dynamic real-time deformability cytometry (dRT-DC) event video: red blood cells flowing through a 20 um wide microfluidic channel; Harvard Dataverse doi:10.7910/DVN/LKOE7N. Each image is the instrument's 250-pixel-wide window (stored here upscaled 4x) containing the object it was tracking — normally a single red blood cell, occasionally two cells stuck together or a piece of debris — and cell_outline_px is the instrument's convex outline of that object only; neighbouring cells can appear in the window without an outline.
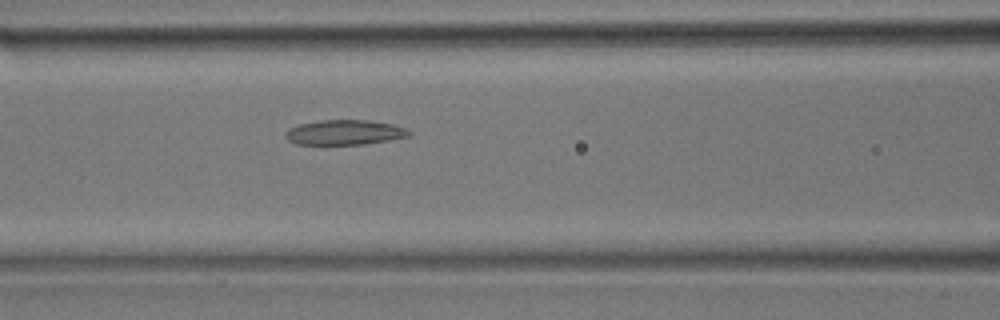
{"species": "common noctule bat (a hibernating species)", "species_latin": "Nyctalus noctula", "temperature_condition": "room temperature", "stored_images_in_passage": 32, "camera_frame_rate_fps": 3000, "um_per_image_px": 0.085, "animal": {"sex": "male", "body_mass_g": 17.9}, "frame": {"image": 1, "passage_image": 9, "time_ms": 2.667, "image_size_px": [1000, 320], "cell_outline_px": [[412, 132], [408, 136], [388, 140], [364, 144], [324, 148], [320, 148], [296, 144], [288, 140], [284, 136], [284, 132], [288, 128], [300, 124], [320, 120], [368, 120], [392, 124], [404, 128]], "centroid_in_image_um": [29.16, 11.31], "position_along_channel_um": 137.4, "area_um2": 18.9}}
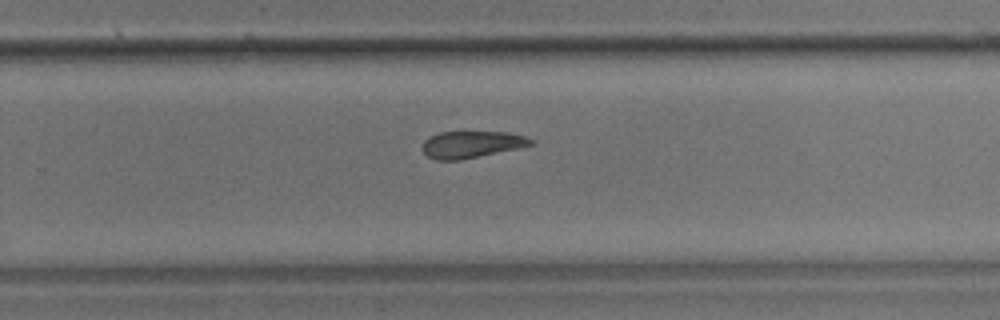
{"frame": {"image": 2, "passage_image": 18, "time_ms": 5.667, "image_size_px": [1000, 320], "cell_outline_px": [[536, 144], [460, 160], [436, 160], [428, 156], [424, 152], [424, 140], [440, 132], [508, 132], [524, 136], [532, 140]], "centroid_in_image_um": [40.1, 12.27], "position_along_channel_um": 289.7, "area_um2": 16.65}}
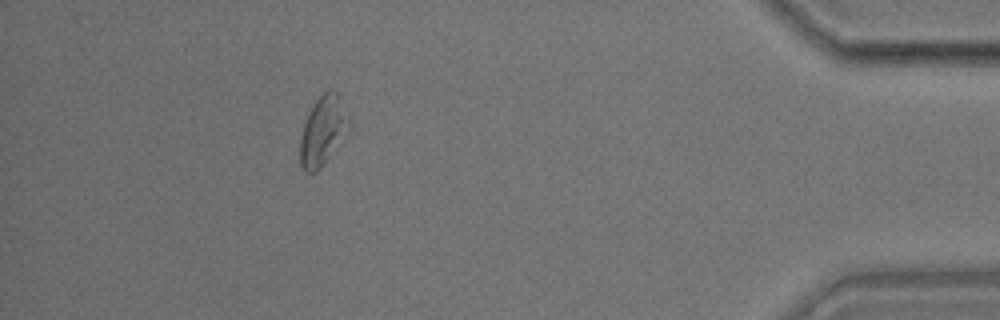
{"frame": {"image": 3, "passage_image": 28, "time_ms": 9.0, "image_size_px": [1000, 320], "cell_outline_px": [[352, 132], [320, 168], [316, 172], [308, 172], [300, 164], [300, 136], [308, 112], [316, 100], [328, 88], [332, 88], [336, 92], [348, 120]], "centroid_in_image_um": [27.47, 11.14], "position_along_channel_um": 407.7, "area_um2": 19.83}}